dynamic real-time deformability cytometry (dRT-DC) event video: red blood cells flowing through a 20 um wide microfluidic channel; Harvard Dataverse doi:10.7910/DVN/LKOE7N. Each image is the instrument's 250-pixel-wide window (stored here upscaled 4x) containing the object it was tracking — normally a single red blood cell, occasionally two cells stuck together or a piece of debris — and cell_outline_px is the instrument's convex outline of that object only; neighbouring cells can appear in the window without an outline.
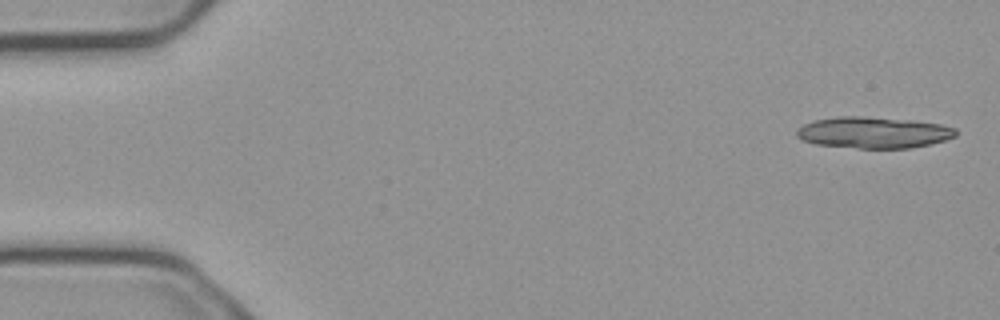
{"species": "common noctule bat (a hibernating species)", "species_latin": "Nyctalus noctula", "temperature_condition": "cold", "stored_images_in_passage": 6, "camera_frame_rate_fps": 3000, "um_per_image_px": 0.085, "animal": {"sex": "male", "body_mass_g": 23.1, "forearm_length_mm": 52.7}, "frame": {"image": 1, "passage_image": 1, "time_ms": 0.0, "image_size_px": [1000, 320], "cell_outline_px": [[956, 136], [932, 144], [912, 148], [856, 148], [816, 144], [800, 140], [796, 136], [796, 128], [804, 124], [816, 120], [836, 116], [860, 116], [908, 120], [940, 124], [956, 128]], "centroid_in_image_um": [74.22, 11.27], "position_along_channel_um": 10.8, "area_um2": 29.13}}